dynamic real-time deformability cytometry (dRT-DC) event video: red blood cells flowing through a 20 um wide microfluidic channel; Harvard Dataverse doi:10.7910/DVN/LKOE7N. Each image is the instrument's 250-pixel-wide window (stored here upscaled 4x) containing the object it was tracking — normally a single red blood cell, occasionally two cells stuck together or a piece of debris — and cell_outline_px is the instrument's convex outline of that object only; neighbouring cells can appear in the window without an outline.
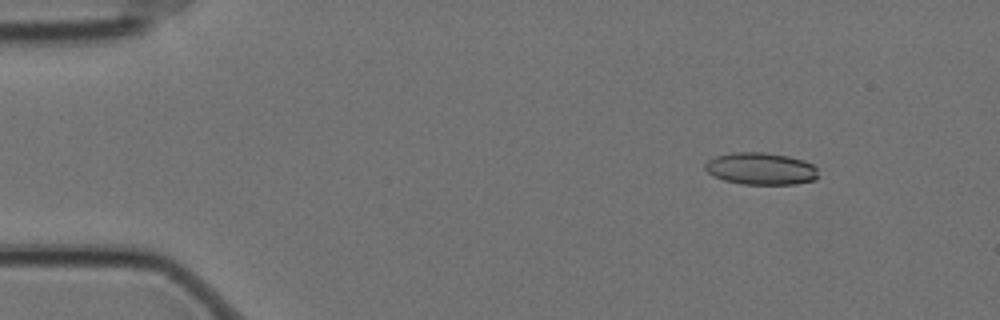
{"species": "Egyptian fruit bat (a non-hibernating species)", "species_latin": "Rousettus aegyptiacus", "temperature_condition": "cold", "stored_images_in_passage": 52, "camera_frame_rate_fps": 3000, "um_per_image_px": 0.085, "animal": {"sex": "female"}, "frame": {"image": 1, "passage_image": 1, "time_ms": 0.0, "image_size_px": [1000, 320], "cell_outline_px": [[820, 176], [816, 180], [796, 184], [740, 184], [724, 180], [708, 172], [704, 168], [704, 164], [708, 160], [716, 156], [732, 152], [764, 152], [788, 156], [804, 160], [812, 164], [816, 168]], "centroid_in_image_um": [64.7, 14.34], "position_along_channel_um": 20.3, "area_um2": 21.33}}
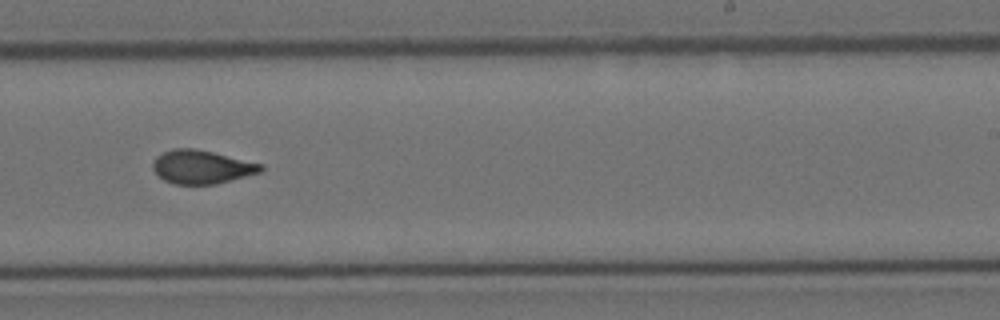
{"frame": {"image": 2, "passage_image": 30, "time_ms": 9.667, "image_size_px": [1000, 320], "cell_outline_px": [[264, 168], [260, 172], [216, 184], [176, 184], [164, 180], [152, 168], [152, 164], [156, 156], [172, 148], [192, 148], [212, 152], [264, 164]], "centroid_in_image_um": [17.14, 14.18], "position_along_channel_um": 271.9, "area_um2": 20.92}}
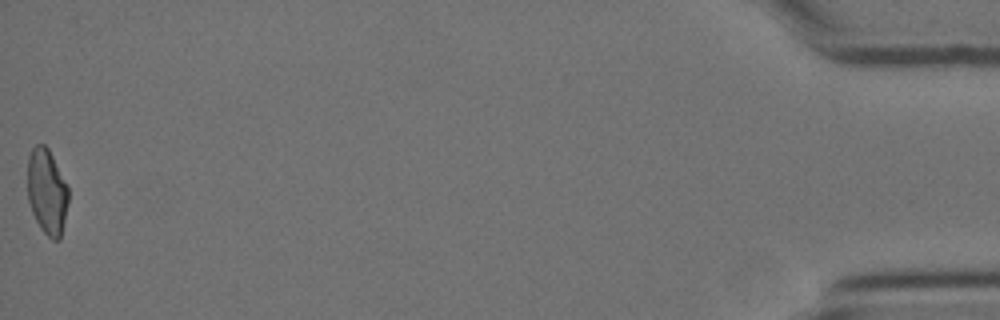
{"frame": {"image": 3, "passage_image": 52, "time_ms": 17.0, "image_size_px": [1000, 320], "cell_outline_px": [[68, 204], [60, 240], [52, 240], [40, 228], [32, 212], [28, 200], [28, 156], [32, 148], [36, 144], [44, 144], [48, 148], [68, 184]], "centroid_in_image_um": [4.0, 16.28], "position_along_channel_um": 431.2, "area_um2": 20.52}, "authors_computed_cell_mechanics": {"area_um2": 21.2704, "velocity_mm_per_s": 3.492, "shape_relaxation_time_tau1_ms": 10.4428, "shape_relaxation_time_tau2_ms": 1.578, "deformation_change_tau1": 0.2237, "deformation_change_tau2": 0.084}}